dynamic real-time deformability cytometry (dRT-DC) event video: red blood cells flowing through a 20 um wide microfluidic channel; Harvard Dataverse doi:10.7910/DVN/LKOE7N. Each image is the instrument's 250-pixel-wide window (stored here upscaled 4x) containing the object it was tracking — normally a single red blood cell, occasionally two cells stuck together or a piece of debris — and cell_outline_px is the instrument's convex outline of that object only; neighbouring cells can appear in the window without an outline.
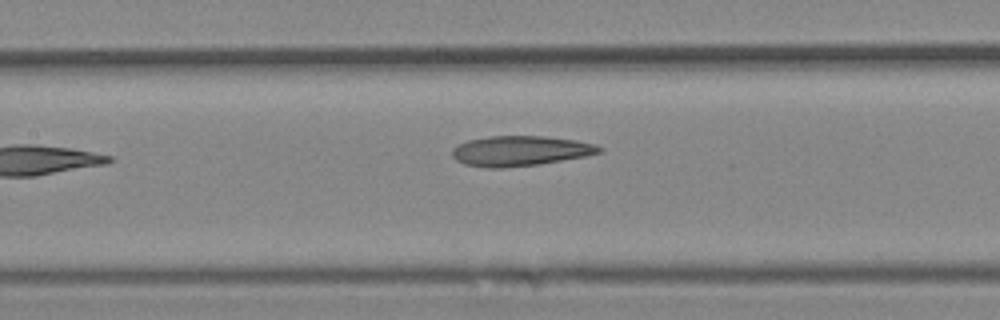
{"species": "Egyptian fruit bat (a non-hibernating species)", "species_latin": "Rousettus aegyptiacus", "temperature_condition": "cold", "stored_images_in_passage": 8, "camera_frame_rate_fps": 3000, "um_per_image_px": 0.085, "animal": {"sex": "female"}, "frame": {"image": 1, "passage_image": 8, "time_ms": 8.333, "image_size_px": [1000, 320], "cell_outline_px": [[604, 148], [600, 152], [584, 156], [540, 164], [500, 168], [488, 168], [464, 164], [456, 160], [452, 156], [452, 148], [468, 140], [488, 136], [544, 136], [576, 140], [596, 144]], "centroid_in_image_um": [44.21, 12.82], "position_along_channel_um": 163.2, "area_um2": 25.78}}